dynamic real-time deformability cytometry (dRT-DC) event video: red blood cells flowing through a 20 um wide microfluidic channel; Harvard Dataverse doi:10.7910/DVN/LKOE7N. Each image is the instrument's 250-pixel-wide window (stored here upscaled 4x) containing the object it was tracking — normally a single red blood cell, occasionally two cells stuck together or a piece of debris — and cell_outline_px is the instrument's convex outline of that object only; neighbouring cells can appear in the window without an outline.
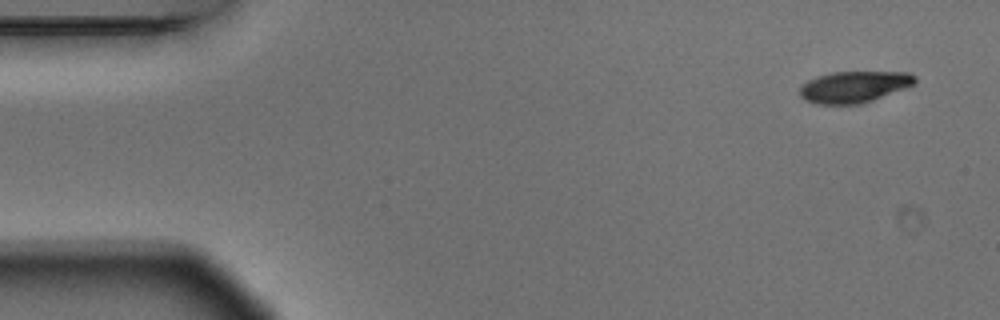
{"species": "Egyptian fruit bat (a non-hibernating species)", "species_latin": "Rousettus aegyptiacus", "temperature_condition": "warm", "stored_images_in_passage": 9, "camera_frame_rate_fps": 3000, "um_per_image_px": 0.085, "animal": {"sex": "male"}, "frame": {"image": 1, "passage_image": 1, "time_ms": 0.0, "image_size_px": [1000, 320], "cell_outline_px": [[916, 80], [912, 84], [904, 88], [872, 100], [860, 104], [816, 104], [804, 100], [800, 96], [800, 84], [816, 76], [832, 72], [908, 72], [916, 76]], "centroid_in_image_um": [72.53, 7.38], "position_along_channel_um": 12.5, "area_um2": 21.04}}
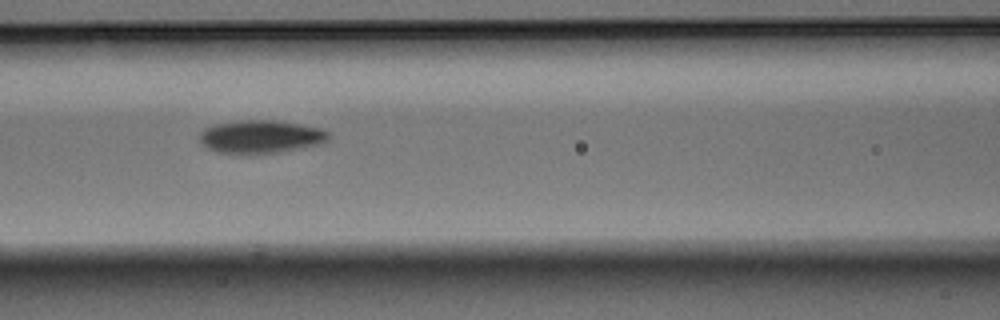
{"frame": {"image": 2, "passage_image": 6, "time_ms": 1.667, "image_size_px": [1000, 320], "cell_outline_px": [[328, 140], [320, 144], [280, 152], [244, 156], [216, 152], [208, 148], [200, 140], [200, 132], [204, 128], [216, 124], [240, 120], [276, 120], [316, 128], [328, 132]], "centroid_in_image_um": [22.1, 11.65], "position_along_channel_um": 144.5, "area_um2": 25.03}}
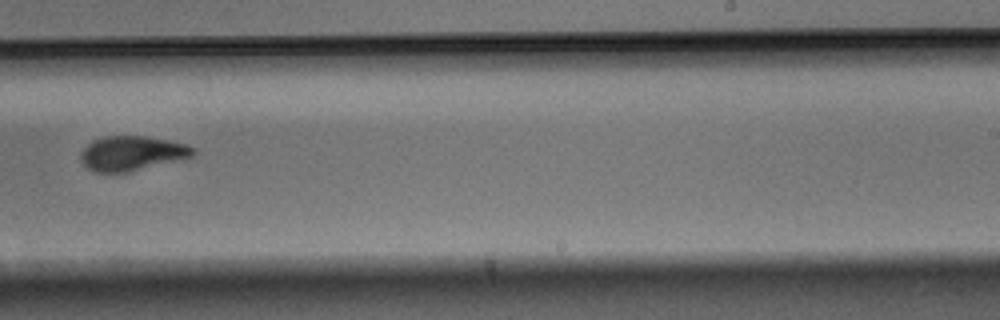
{"frame": {"image": 3, "passage_image": 9, "time_ms": 2.667, "image_size_px": [1000, 320], "cell_outline_px": [[196, 152], [192, 156], [128, 172], [92, 172], [84, 164], [80, 156], [80, 152], [92, 140], [104, 136], [144, 136], [168, 140], [188, 144], [196, 148]], "centroid_in_image_um": [11.2, 13.02], "position_along_channel_um": 277.8, "area_um2": 22.54}}